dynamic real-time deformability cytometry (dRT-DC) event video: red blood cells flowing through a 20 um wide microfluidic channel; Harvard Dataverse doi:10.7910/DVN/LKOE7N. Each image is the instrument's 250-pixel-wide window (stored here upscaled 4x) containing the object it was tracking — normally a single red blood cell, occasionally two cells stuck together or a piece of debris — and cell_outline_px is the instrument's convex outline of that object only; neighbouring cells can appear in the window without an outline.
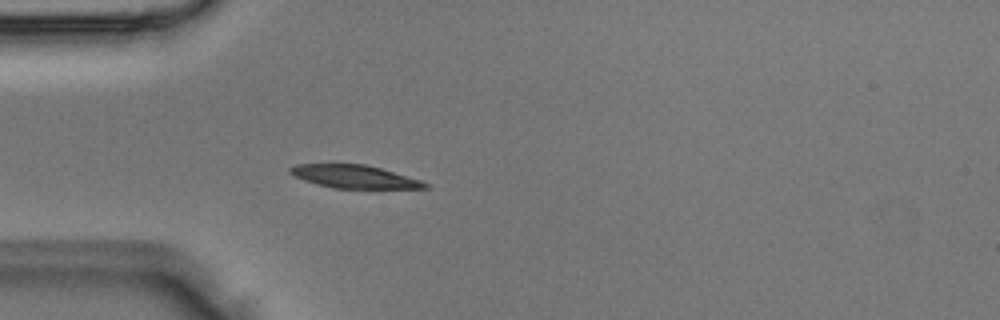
{"species": "Egyptian fruit bat (a non-hibernating species)", "species_latin": "Rousettus aegyptiacus", "temperature_condition": "room temperature", "stored_images_in_passage": 3, "camera_frame_rate_fps": 3000, "um_per_image_px": 0.085, "animal": {"sex": "male"}, "frame": {"image": 1, "passage_image": 3, "time_ms": 0.667, "image_size_px": [1000, 320], "cell_outline_px": [[428, 188], [332, 188], [316, 184], [304, 180], [288, 172], [288, 168], [296, 164], [364, 164], [380, 168], [420, 180], [428, 184]], "centroid_in_image_um": [30.06, 15.01], "position_along_channel_um": 54.9, "area_um2": 17.86}}